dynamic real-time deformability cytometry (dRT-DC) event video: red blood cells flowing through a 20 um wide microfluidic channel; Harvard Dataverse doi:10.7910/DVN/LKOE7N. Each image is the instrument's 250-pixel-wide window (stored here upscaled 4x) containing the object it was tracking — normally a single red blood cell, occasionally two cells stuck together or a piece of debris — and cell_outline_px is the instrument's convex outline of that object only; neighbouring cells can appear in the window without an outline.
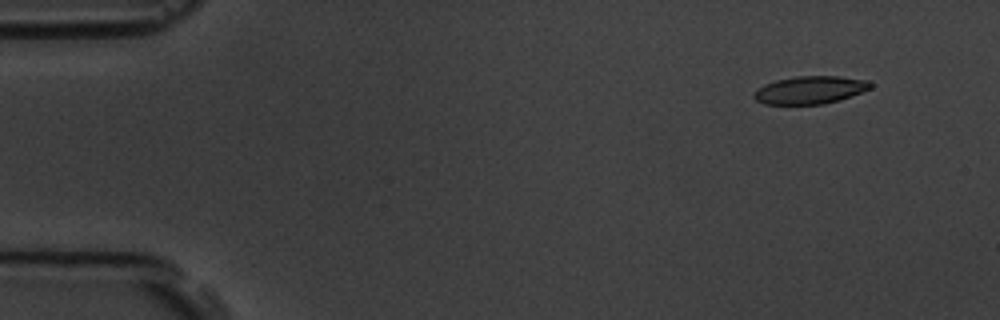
{"species": "common noctule bat (a hibernating species)", "species_latin": "Nyctalus noctula", "temperature_condition": "room temperature", "stored_images_in_passage": 4, "camera_frame_rate_fps": 3000, "um_per_image_px": 0.085, "animal": {"sex": "male", "body_mass_g": 19.5, "forearm_length_mm": 54.6}, "frame": {"image": 1, "passage_image": 1, "time_ms": 0.0, "image_size_px": [1000, 320], "cell_outline_px": [[872, 88], [840, 100], [824, 104], [764, 104], [756, 100], [752, 96], [756, 88], [764, 84], [776, 80], [796, 76], [840, 76], [868, 80], [872, 84]], "centroid_in_image_um": [68.84, 7.64], "position_along_channel_um": 16.2, "area_um2": 19.02}}
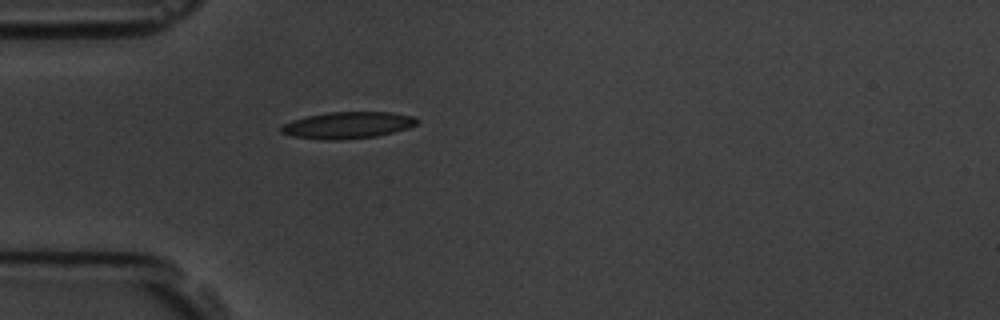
{"frame": {"image": 2, "passage_image": 4, "time_ms": 3.667, "image_size_px": [1000, 320], "cell_outline_px": [[420, 120], [416, 124], [408, 128], [376, 136], [340, 140], [320, 140], [292, 136], [280, 132], [280, 128], [284, 124], [292, 120], [308, 116], [328, 112], [388, 112], [412, 116]], "centroid_in_image_um": [29.53, 10.64], "position_along_channel_um": 55.5, "area_um2": 21.04}}